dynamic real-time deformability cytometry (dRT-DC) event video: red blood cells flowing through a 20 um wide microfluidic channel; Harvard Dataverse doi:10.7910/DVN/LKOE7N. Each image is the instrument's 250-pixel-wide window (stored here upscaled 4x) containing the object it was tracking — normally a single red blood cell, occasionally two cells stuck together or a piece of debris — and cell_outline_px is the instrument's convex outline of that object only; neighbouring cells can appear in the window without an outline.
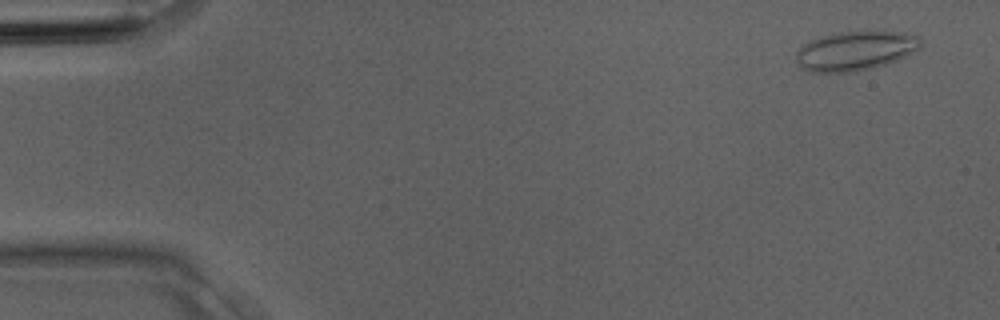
{"species": "Egyptian fruit bat (a non-hibernating species)", "species_latin": "Rousettus aegyptiacus", "temperature_condition": "room temperature", "stored_images_in_passage": 3, "camera_frame_rate_fps": 3000, "um_per_image_px": 0.085, "animal": {"sex": "male"}, "frame": {"image": 1, "passage_image": 1, "time_ms": 0.0, "image_size_px": [1000, 320], "cell_outline_px": [[924, 40], [920, 48], [896, 60], [872, 68], [852, 72], [812, 72], [804, 68], [796, 60], [796, 52], [804, 44], [820, 36], [836, 32], [884, 28], [904, 32], [920, 36]], "centroid_in_image_um": [72.79, 4.25], "position_along_channel_um": 12.2, "area_um2": 29.3}}